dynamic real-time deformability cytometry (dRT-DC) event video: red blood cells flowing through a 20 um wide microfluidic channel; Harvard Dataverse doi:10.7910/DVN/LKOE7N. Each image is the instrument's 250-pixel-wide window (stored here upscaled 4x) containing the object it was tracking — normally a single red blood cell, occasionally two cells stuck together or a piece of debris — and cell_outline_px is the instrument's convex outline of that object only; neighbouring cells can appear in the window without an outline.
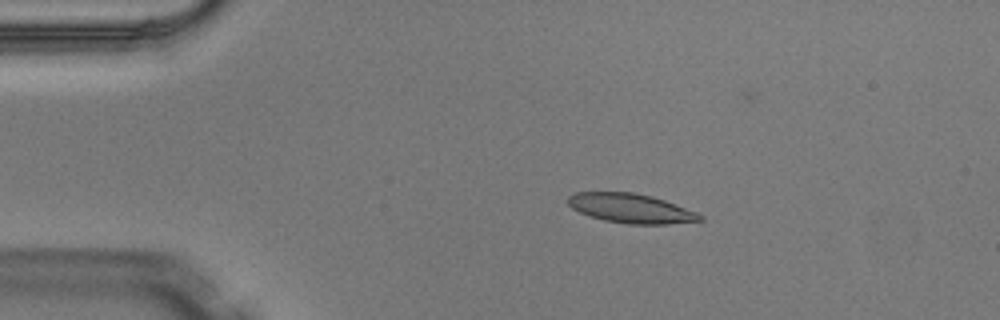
{"species": "Egyptian fruit bat (a non-hibernating species)", "species_latin": "Rousettus aegyptiacus", "temperature_condition": "warm", "stored_images_in_passage": 4, "camera_frame_rate_fps": 3000, "um_per_image_px": 0.085, "animal": {"sex": "male"}, "frame": {"image": 1, "passage_image": 3, "time_ms": 0.667, "image_size_px": [1000, 320], "cell_outline_px": [[704, 220], [668, 224], [628, 224], [604, 220], [580, 212], [572, 208], [568, 204], [568, 196], [576, 192], [632, 192], [652, 196], [664, 200], [696, 212], [704, 216]], "centroid_in_image_um": [53.63, 17.71], "position_along_channel_um": 31.4, "area_um2": 22.43}}